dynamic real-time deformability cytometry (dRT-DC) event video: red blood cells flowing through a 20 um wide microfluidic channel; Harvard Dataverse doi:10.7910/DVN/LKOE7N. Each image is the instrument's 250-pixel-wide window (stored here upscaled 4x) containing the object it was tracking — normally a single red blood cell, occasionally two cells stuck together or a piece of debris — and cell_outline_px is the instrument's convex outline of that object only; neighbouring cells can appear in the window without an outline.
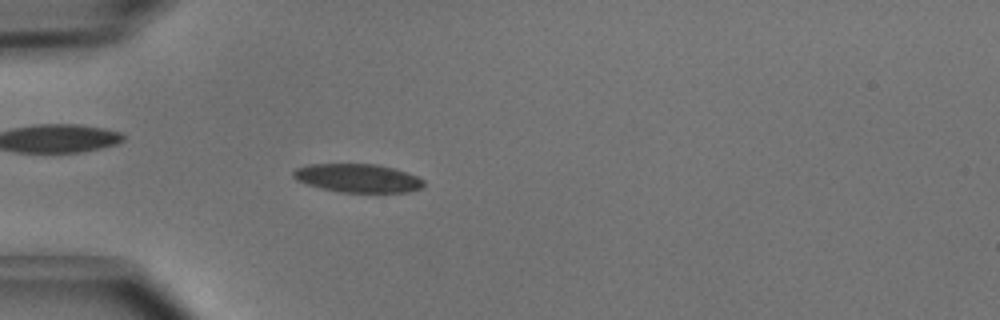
{"species": "common noctule bat (a hibernating species)", "species_latin": "Nyctalus noctula", "temperature_condition": "cold", "stored_images_in_passage": 5, "camera_frame_rate_fps": 3000, "um_per_image_px": 0.085, "animal": {"sex": "male", "body_mass_g": 15.6}, "frame": {"image": 1, "passage_image": 5, "time_ms": 1.333, "image_size_px": [1000, 320], "cell_outline_px": [[424, 188], [408, 192], [340, 192], [320, 188], [296, 180], [292, 176], [292, 172], [296, 168], [308, 164], [376, 164], [392, 168], [416, 176], [424, 180]], "centroid_in_image_um": [30.39, 15.14], "position_along_channel_um": 54.6, "area_um2": 21.62}}